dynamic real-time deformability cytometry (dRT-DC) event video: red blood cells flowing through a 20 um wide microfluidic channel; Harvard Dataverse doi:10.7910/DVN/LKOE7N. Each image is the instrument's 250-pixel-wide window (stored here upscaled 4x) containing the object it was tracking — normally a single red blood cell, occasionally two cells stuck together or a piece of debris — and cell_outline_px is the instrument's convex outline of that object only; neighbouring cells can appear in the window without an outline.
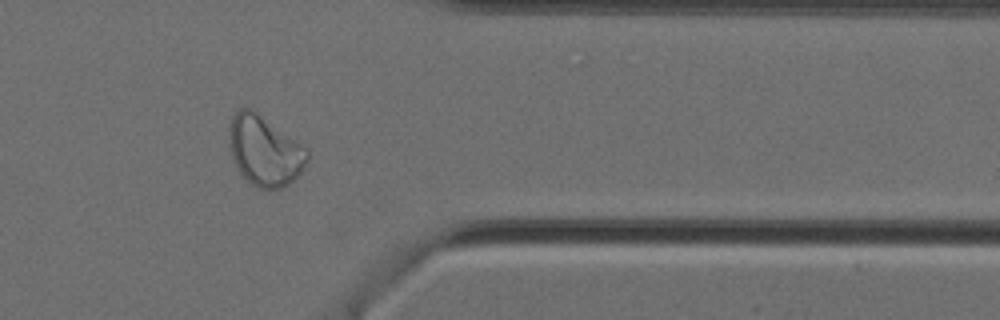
{"species": "Egyptian fruit bat (a non-hibernating species)", "species_latin": "Rousettus aegyptiacus", "temperature_condition": "cold", "stored_images_in_passage": 15, "segment_of_instrument_passage": [1, 2], "camera_frame_rate_fps": 3000, "um_per_image_px": 0.085, "animal": {"sex": "female"}, "frame": {"image": 1, "passage_image": 13, "time_ms": 4.0, "image_size_px": [1000, 320], "cell_outline_px": [[308, 160], [304, 168], [284, 188], [260, 188], [252, 184], [240, 176], [232, 160], [228, 148], [228, 128], [232, 116], [240, 108], [248, 108], [256, 112], [308, 148]], "centroid_in_image_um": [22.45, 12.82], "position_along_channel_um": 389.0, "area_um2": 32.14}}